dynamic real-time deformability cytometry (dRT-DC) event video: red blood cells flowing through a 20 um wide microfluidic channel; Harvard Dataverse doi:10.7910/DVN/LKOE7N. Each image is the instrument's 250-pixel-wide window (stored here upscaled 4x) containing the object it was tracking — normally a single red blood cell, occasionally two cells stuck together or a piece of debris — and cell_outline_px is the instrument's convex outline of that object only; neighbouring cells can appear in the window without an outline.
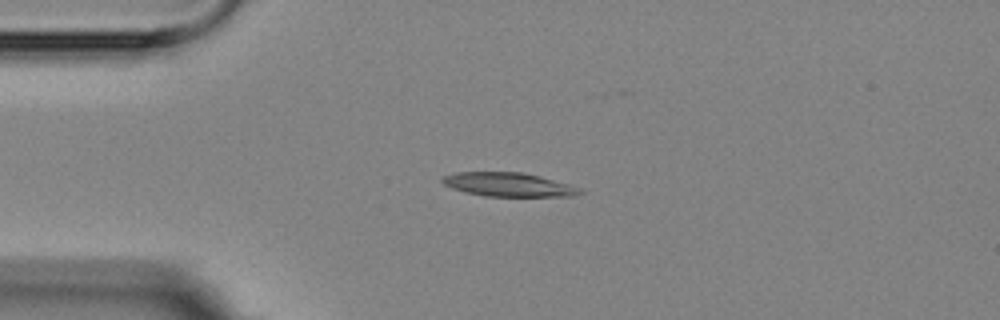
{"species": "Egyptian fruit bat (a non-hibernating species)", "species_latin": "Rousettus aegyptiacus", "temperature_condition": "room temperature", "stored_images_in_passage": 4, "camera_frame_rate_fps": 3000, "um_per_image_px": 0.085, "animal": {"sex": "female"}, "frame": {"image": 1, "passage_image": 3, "time_ms": 2.333, "image_size_px": [1000, 320], "cell_outline_px": [[584, 192], [572, 196], [484, 196], [464, 192], [452, 188], [444, 184], [440, 180], [444, 176], [456, 172], [520, 172], [540, 176], [568, 184], [580, 188]], "centroid_in_image_um": [43.2, 15.69], "position_along_channel_um": 41.8, "area_um2": 19.02}}